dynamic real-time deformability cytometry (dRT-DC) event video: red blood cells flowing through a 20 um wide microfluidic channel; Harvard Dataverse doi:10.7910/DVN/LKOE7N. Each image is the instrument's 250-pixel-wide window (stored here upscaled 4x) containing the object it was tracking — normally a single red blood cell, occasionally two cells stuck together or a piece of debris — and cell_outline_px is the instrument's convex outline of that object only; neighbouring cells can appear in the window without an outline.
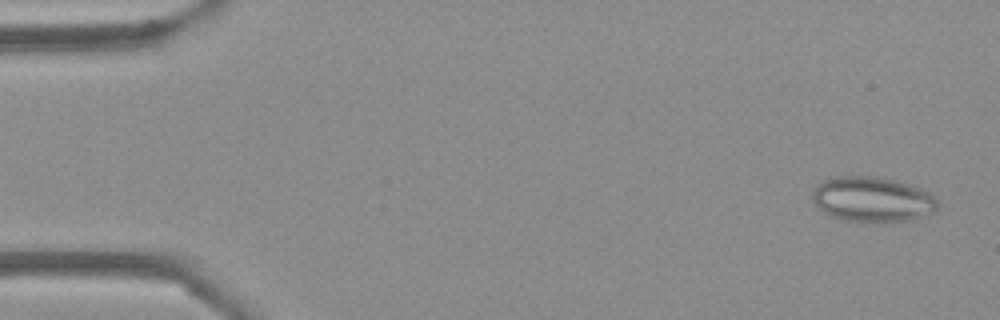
{"species": "Egyptian fruit bat (a non-hibernating species)", "species_latin": "Rousettus aegyptiacus", "temperature_condition": "cold", "stored_images_in_passage": 53, "camera_frame_rate_fps": 3000, "um_per_image_px": 0.085, "frame": {"image": 1, "passage_image": 2, "time_ms": 0.333, "image_size_px": [1000, 320], "cell_outline_px": [[936, 208], [932, 212], [912, 220], [848, 220], [832, 216], [824, 212], [812, 200], [812, 192], [816, 184], [832, 176], [872, 176], [896, 180], [920, 188], [936, 196]], "centroid_in_image_um": [74.12, 16.9], "position_along_channel_um": 10.9, "area_um2": 32.37}}
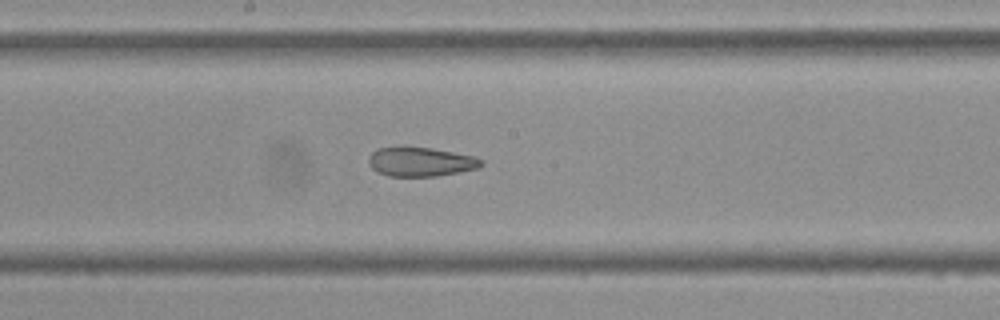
{"frame": {"image": 2, "passage_image": 28, "time_ms": 9.0, "image_size_px": [1000, 320], "cell_outline_px": [[484, 164], [480, 168], [460, 172], [436, 176], [388, 176], [376, 172], [368, 164], [368, 156], [376, 148], [404, 144], [432, 148], [476, 156], [484, 160]], "centroid_in_image_um": [35.73, 13.71], "position_along_channel_um": 212.5, "area_um2": 20.06}}
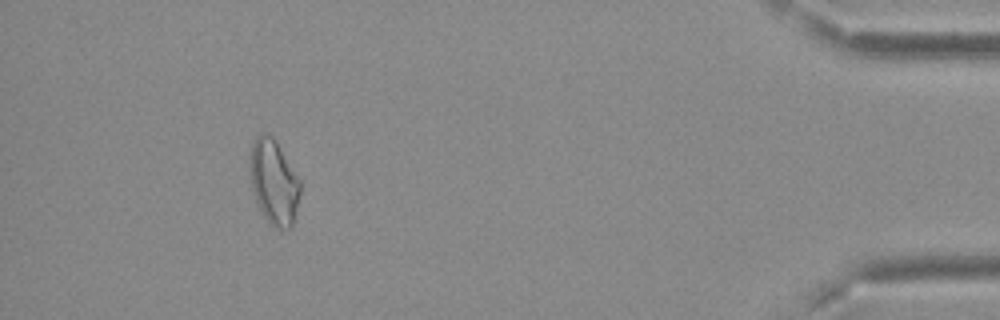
{"frame": {"image": 3, "passage_image": 49, "time_ms": 16.0, "image_size_px": [1000, 320], "cell_outline_px": [[300, 192], [296, 212], [292, 228], [276, 228], [268, 224], [260, 212], [252, 192], [248, 156], [252, 144], [256, 136], [260, 132], [268, 132], [276, 140], [300, 180]], "centroid_in_image_um": [23.24, 15.46], "position_along_channel_um": 412.0, "area_um2": 25.43}, "authors_computed_cell_mechanics": {"area_um2": 22.7732, "velocity_mm_per_s": 3.7304, "shape_relaxation_time_tau1_ms": null, "shape_relaxation_time_tau2_ms": 2.4634, "deformation_change_tau1": null, "deformation_change_tau2": 0.099}}